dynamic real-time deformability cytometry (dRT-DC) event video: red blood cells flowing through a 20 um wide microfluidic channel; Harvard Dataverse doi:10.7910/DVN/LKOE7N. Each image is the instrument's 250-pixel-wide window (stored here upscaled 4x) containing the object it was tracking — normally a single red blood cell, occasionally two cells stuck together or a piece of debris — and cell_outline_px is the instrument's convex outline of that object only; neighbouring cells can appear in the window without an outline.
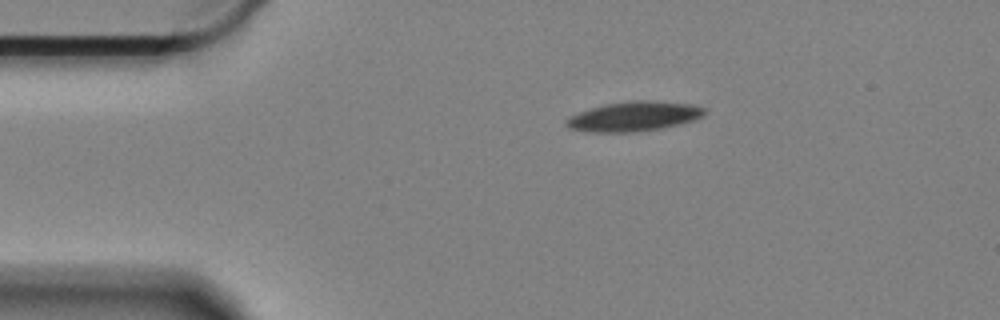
{"species": "Egyptian fruit bat (a non-hibernating species)", "species_latin": "Rousettus aegyptiacus", "temperature_condition": "cold", "stored_images_in_passage": 50, "camera_frame_rate_fps": 3000, "um_per_image_px": 0.085, "animal": {"sex": "female"}, "frame": {"image": 1, "passage_image": 1, "time_ms": 0.0, "image_size_px": [1000, 320], "cell_outline_px": [[708, 112], [704, 116], [696, 120], [664, 128], [632, 132], [592, 132], [568, 128], [564, 124], [564, 120], [568, 116], [604, 104], [628, 100], [652, 100], [692, 104], [708, 108]], "centroid_in_image_um": [53.94, 9.88], "position_along_channel_um": 31.1, "area_um2": 24.39}}
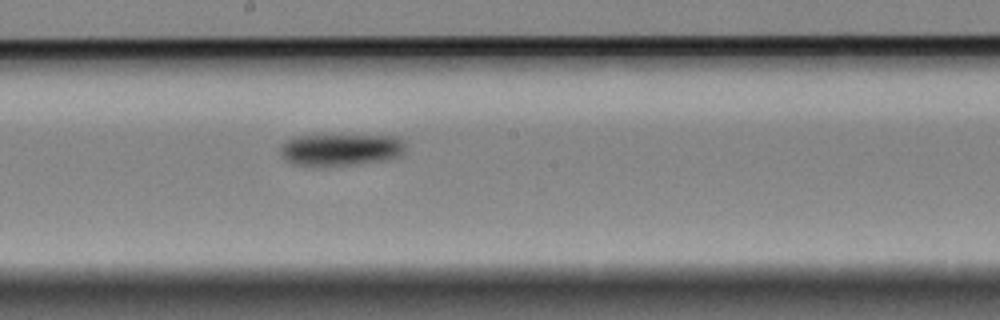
{"frame": {"image": 2, "passage_image": 22, "time_ms": 7.0, "image_size_px": [1000, 320], "cell_outline_px": [[404, 152], [400, 156], [384, 160], [356, 164], [320, 168], [296, 164], [284, 160], [280, 156], [280, 144], [296, 136], [396, 136], [404, 140]], "centroid_in_image_um": [28.92, 12.75], "position_along_channel_um": 219.3, "area_um2": 23.64}}
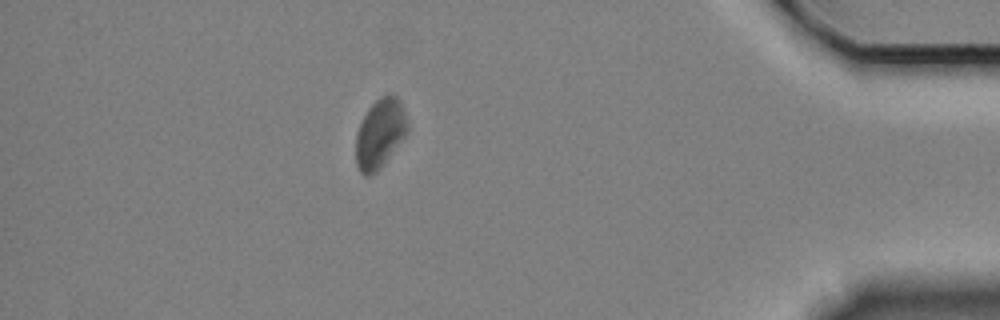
{"frame": {"image": 3, "passage_image": 43, "time_ms": 14.0, "image_size_px": [1000, 320], "cell_outline_px": [[408, 132], [380, 168], [376, 172], [368, 176], [364, 176], [360, 172], [356, 164], [356, 132], [368, 108], [380, 96], [388, 92], [392, 92], [400, 100], [408, 124]], "centroid_in_image_um": [32.3, 11.32], "position_along_channel_um": 402.9, "area_um2": 20.92}, "authors_computed_cell_mechanics": {"area_um2": 23.6691, "velocity_mm_per_s": 3.2752, "shape_relaxation_time_tau1_ms": 1.7413, "shape_relaxation_time_tau2_ms": null, "deformation_change_tau1": 0.0565, "deformation_change_tau2": null}}